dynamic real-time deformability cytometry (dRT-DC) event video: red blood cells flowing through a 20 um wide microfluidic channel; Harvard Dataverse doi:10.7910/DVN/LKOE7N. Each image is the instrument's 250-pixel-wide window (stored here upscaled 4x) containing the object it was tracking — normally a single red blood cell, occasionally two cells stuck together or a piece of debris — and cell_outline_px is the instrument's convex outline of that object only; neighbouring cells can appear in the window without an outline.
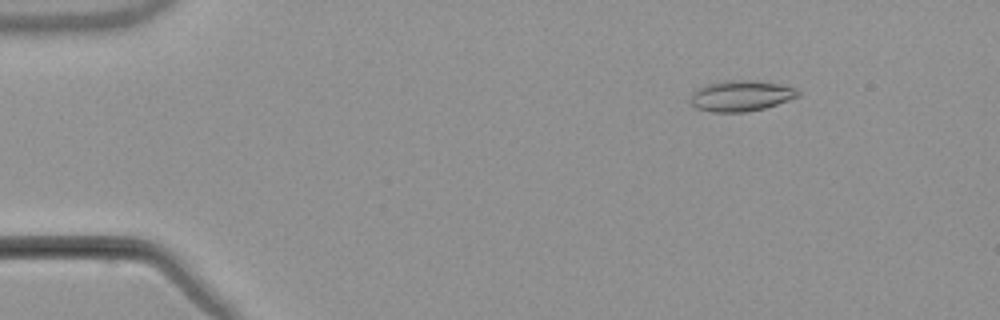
{"species": "common noctule bat (a hibernating species)", "species_latin": "Nyctalus noctula", "temperature_condition": "warm", "stored_images_in_passage": 3, "camera_frame_rate_fps": 3000, "um_per_image_px": 0.085, "animal": {"sex": "male", "body_mass_g": 21.5, "forearm_length_mm": 52.0}, "frame": {"image": 1, "passage_image": 1, "time_ms": 0.0, "image_size_px": [1000, 320], "cell_outline_px": [[800, 96], [764, 108], [744, 112], [712, 112], [696, 108], [688, 100], [692, 92], [704, 84], [724, 80], [752, 80], [780, 84], [796, 88], [800, 92]], "centroid_in_image_um": [62.94, 8.13], "position_along_channel_um": 22.1, "area_um2": 19.48}}